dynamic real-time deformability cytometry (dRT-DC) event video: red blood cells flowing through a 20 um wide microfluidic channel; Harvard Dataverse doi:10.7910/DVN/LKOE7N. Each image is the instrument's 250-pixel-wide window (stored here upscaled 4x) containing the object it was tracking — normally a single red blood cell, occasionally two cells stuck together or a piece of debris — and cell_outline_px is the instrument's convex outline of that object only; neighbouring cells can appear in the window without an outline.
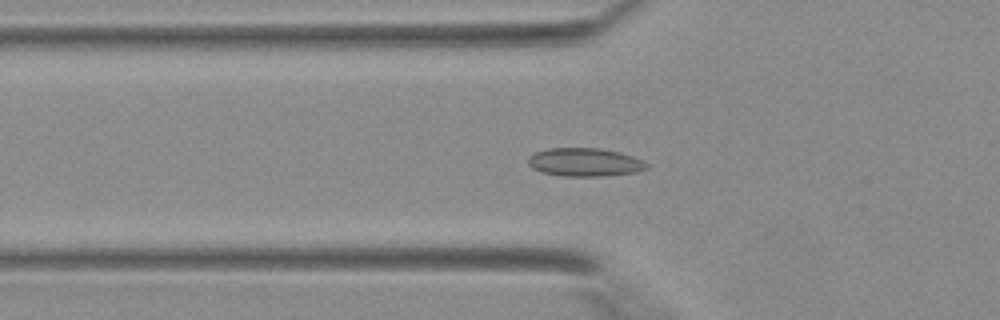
{"species": "Egyptian fruit bat (a non-hibernating species)", "species_latin": "Rousettus aegyptiacus", "temperature_condition": "warm", "stored_images_in_passage": 43, "segment_of_instrument_passage": [1, 2], "camera_frame_rate_fps": 3000, "um_per_image_px": 0.085, "animal": {"sex": "female"}, "frame": {"image": 1, "passage_image": 15, "time_ms": 4.667, "image_size_px": [1000, 320], "cell_outline_px": [[648, 168], [636, 172], [604, 176], [564, 176], [540, 172], [532, 168], [528, 164], [528, 156], [536, 152], [548, 148], [600, 148], [620, 152], [632, 156], [648, 164]], "centroid_in_image_um": [49.68, 13.79], "position_along_channel_um": 76.1, "area_um2": 19.59}}
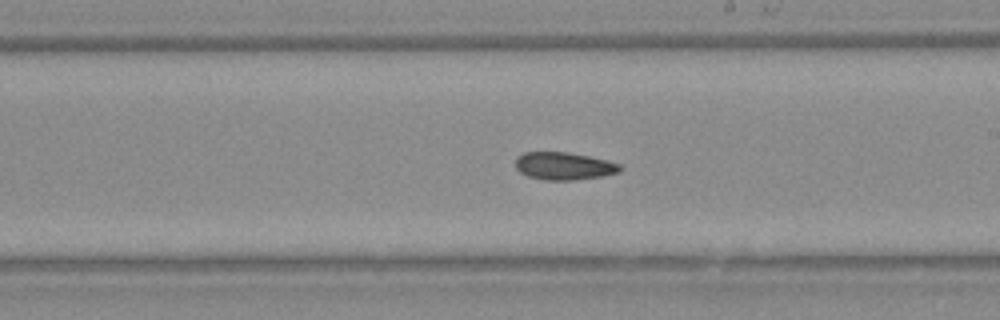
{"frame": {"image": 2, "passage_image": 25, "time_ms": 8.0, "image_size_px": [1000, 320], "cell_outline_px": [[624, 168], [620, 172], [600, 176], [572, 180], [544, 180], [528, 176], [520, 172], [516, 168], [516, 156], [524, 152], [568, 152], [588, 156], [620, 164]], "centroid_in_image_um": [47.91, 14.11], "position_along_channel_um": 241.1, "area_um2": 16.76}}
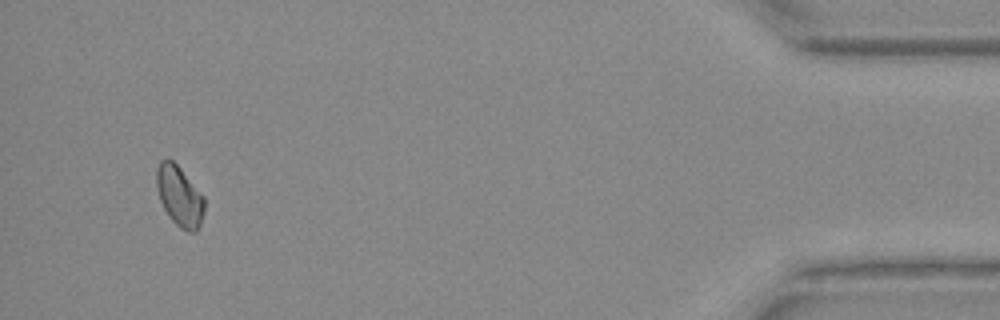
{"frame": {"image": 3, "passage_image": 40, "time_ms": 13.0, "image_size_px": [1000, 320], "cell_outline_px": [[204, 212], [200, 224], [196, 232], [188, 232], [180, 228], [168, 216], [160, 200], [156, 188], [156, 168], [160, 160], [172, 160], [180, 168], [204, 196]], "centroid_in_image_um": [15.25, 16.68], "position_along_channel_um": 420.0, "area_um2": 16.82}}